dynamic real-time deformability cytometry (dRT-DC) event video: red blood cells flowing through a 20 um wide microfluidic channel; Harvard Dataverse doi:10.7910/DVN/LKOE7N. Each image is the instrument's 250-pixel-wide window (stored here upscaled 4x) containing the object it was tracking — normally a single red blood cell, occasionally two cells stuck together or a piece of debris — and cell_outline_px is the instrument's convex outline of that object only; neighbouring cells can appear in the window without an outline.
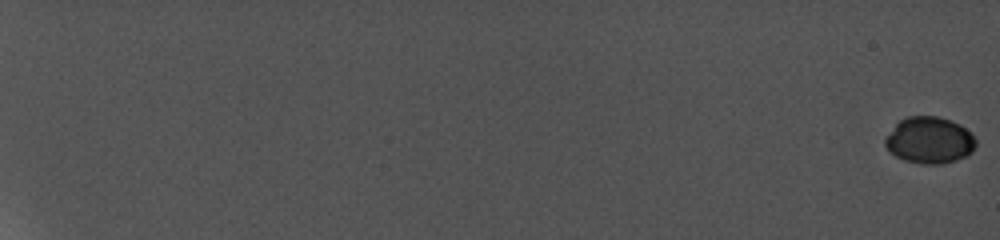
{"species": "common noctule bat (a hibernating species)", "species_latin": "Nyctalus noctula", "temperature_condition": "cold", "stored_images_in_passage": 12, "camera_frame_rate_fps": 5000, "um_per_image_px": 0.085, "animal": {"sex": "female", "body_mass_g": 19.0, "forearm_length_mm": 56.7}, "frame": {"image": 1, "passage_image": 1, "time_ms": 0.0, "image_size_px": [1000, 240], "cell_outline_px": [[976, 144], [972, 152], [964, 156], [952, 160], [936, 164], [928, 164], [908, 160], [896, 156], [884, 144], [884, 140], [896, 124], [900, 120], [908, 116], [936, 116], [952, 120], [960, 124], [976, 140]], "centroid_in_image_um": [79.01, 11.89], "position_along_channel_um": 6.0, "area_um2": 23.99}}
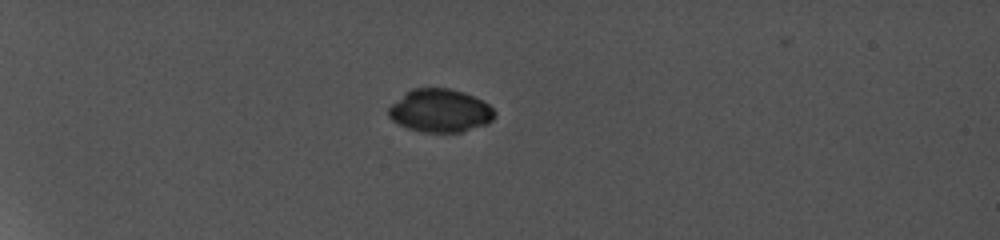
{"frame": {"image": 2, "passage_image": 9, "time_ms": 7.0, "image_size_px": [1000, 240], "cell_outline_px": [[496, 112], [492, 120], [484, 124], [460, 132], [428, 132], [412, 128], [400, 124], [392, 120], [388, 116], [388, 108], [392, 104], [412, 88], [452, 88], [464, 92], [488, 104]], "centroid_in_image_um": [37.41, 9.39], "position_along_channel_um": 47.6, "area_um2": 26.13}}
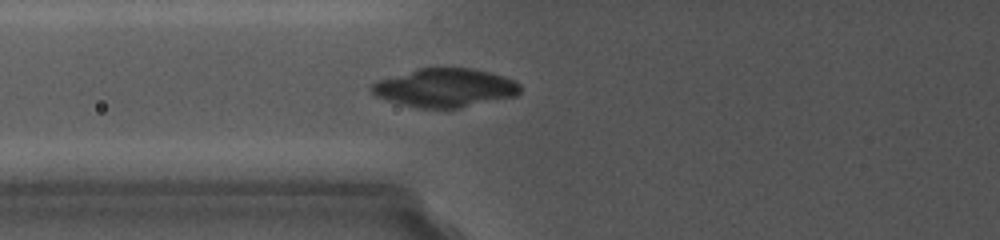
{"frame": {"image": 3, "passage_image": 12, "time_ms": 9.8, "image_size_px": [1000, 240], "cell_outline_px": [[520, 92], [516, 96], [460, 108], [420, 108], [388, 100], [376, 96], [368, 88], [372, 84], [380, 80], [416, 68], [448, 64], [472, 68], [488, 72], [512, 80], [520, 84]], "centroid_in_image_um": [37.82, 7.42], "position_along_channel_um": 88.0, "area_um2": 33.87}}